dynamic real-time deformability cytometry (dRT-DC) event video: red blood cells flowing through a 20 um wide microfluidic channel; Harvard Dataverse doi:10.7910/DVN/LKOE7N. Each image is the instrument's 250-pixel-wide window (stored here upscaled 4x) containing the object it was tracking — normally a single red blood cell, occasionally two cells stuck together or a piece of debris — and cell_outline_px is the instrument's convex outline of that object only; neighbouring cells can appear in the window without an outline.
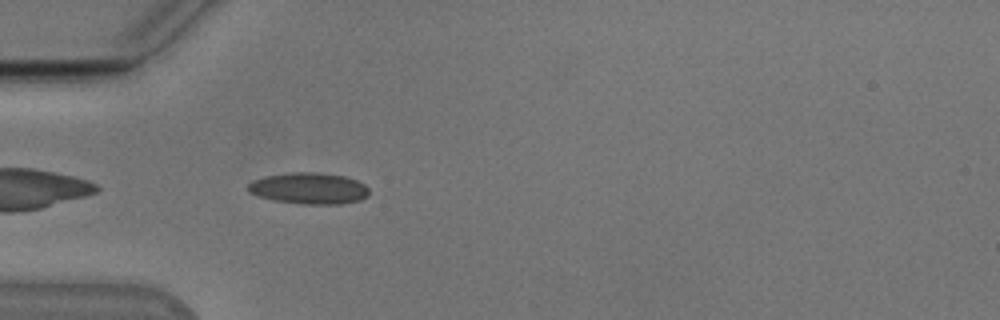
{"species": "Egyptian fruit bat (a non-hibernating species)", "species_latin": "Rousettus aegyptiacus", "temperature_condition": "cold", "stored_images_in_passage": 35, "camera_frame_rate_fps": 3000, "um_per_image_px": 0.085, "animal": {"sex": "male"}, "frame": {"image": 1, "passage_image": 1, "time_ms": 0.0, "image_size_px": [1000, 320], "cell_outline_px": [[368, 196], [360, 200], [340, 204], [300, 204], [272, 200], [248, 192], [248, 184], [252, 180], [264, 176], [288, 172], [320, 172], [344, 176], [356, 180], [364, 184], [368, 188]], "centroid_in_image_um": [26.25, 16.0], "position_along_channel_um": 58.8, "area_um2": 22.31}}
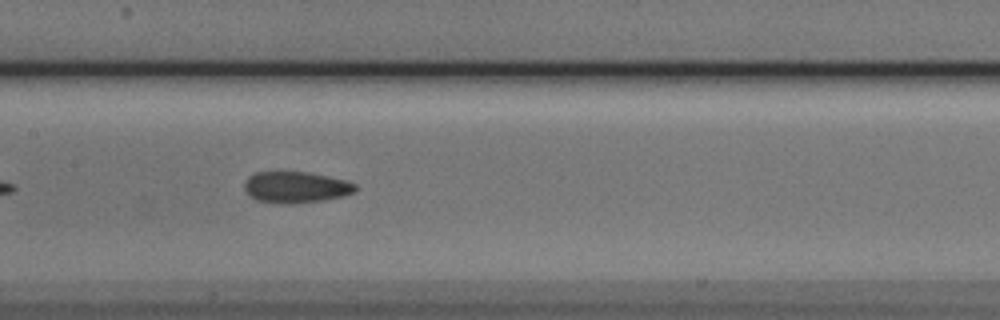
{"frame": {"image": 2, "passage_image": 11, "time_ms": 3.333, "image_size_px": [1000, 320], "cell_outline_px": [[356, 192], [344, 196], [324, 200], [292, 204], [284, 204], [256, 200], [244, 188], [244, 180], [248, 176], [256, 172], [308, 172], [348, 180], [356, 184]], "centroid_in_image_um": [25.18, 15.91], "position_along_channel_um": 182.2, "area_um2": 20.4}}
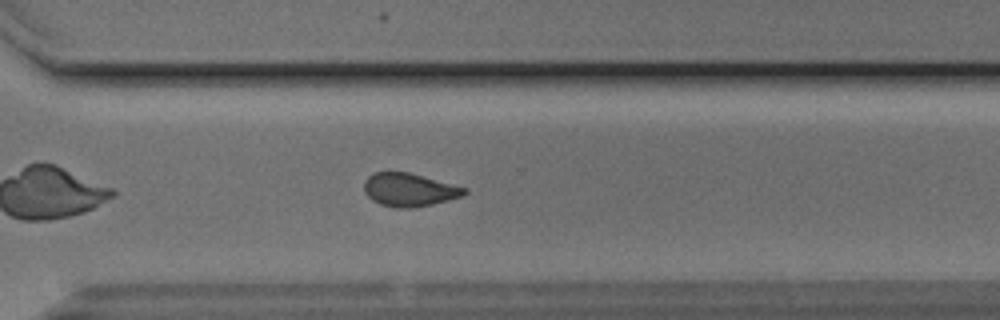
{"frame": {"image": 3, "passage_image": 23, "time_ms": 7.333, "image_size_px": [1000, 320], "cell_outline_px": [[468, 192], [464, 196], [432, 204], [412, 208], [396, 208], [380, 204], [372, 200], [364, 192], [364, 180], [372, 172], [408, 172], [468, 188]], "centroid_in_image_um": [34.79, 16.13], "position_along_channel_um": 335.8, "area_um2": 19.54}, "authors_computed_cell_mechanics": {"area_um2": 20.2878, "velocity_mm_per_s": 3.8484, "shape_relaxation_time_tau1_ms": 6.8549, "shape_relaxation_time_tau2_ms": 3.0711, "deformation_change_tau1": 0.1133, "deformation_change_tau2": 0.098}}